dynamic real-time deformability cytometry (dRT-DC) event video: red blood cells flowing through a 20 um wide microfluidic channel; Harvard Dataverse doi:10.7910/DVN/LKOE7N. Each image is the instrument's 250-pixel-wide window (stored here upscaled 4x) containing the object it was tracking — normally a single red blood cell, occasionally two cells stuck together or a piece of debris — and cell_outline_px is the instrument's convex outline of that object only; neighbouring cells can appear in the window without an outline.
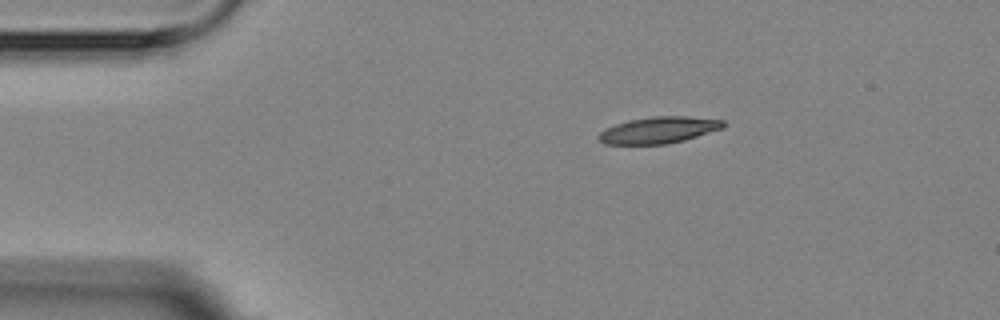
{"species": "Egyptian fruit bat (a non-hibernating species)", "species_latin": "Rousettus aegyptiacus", "temperature_condition": "room temperature", "stored_images_in_passage": 3, "camera_frame_rate_fps": 3000, "um_per_image_px": 0.085, "animal": {"sex": "female"}, "frame": {"image": 1, "passage_image": 2, "time_ms": 1.0, "image_size_px": [1000, 320], "cell_outline_px": [[724, 128], [684, 140], [668, 144], [604, 144], [596, 136], [604, 128], [628, 120], [652, 116], [684, 116], [724, 120]], "centroid_in_image_um": [55.97, 11.05], "position_along_channel_um": 29.0, "area_um2": 19.31}}